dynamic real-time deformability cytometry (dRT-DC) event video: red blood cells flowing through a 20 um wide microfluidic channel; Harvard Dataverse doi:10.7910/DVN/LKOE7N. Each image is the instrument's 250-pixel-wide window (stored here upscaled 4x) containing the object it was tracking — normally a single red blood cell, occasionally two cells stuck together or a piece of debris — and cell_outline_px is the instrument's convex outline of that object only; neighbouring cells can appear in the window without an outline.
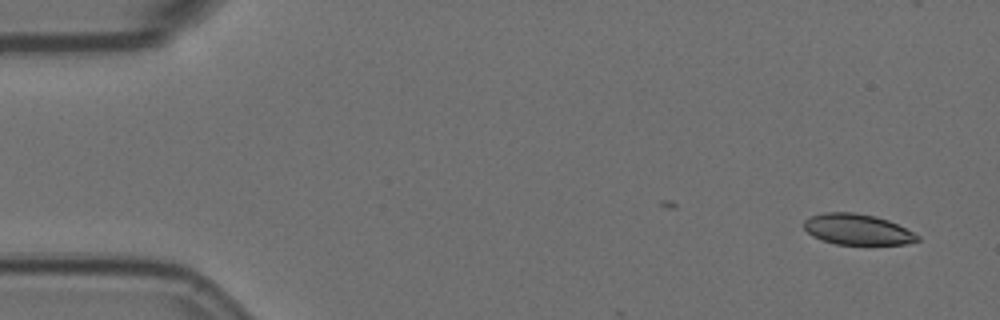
{"species": "Egyptian fruit bat (a non-hibernating species)", "species_latin": "Rousettus aegyptiacus", "temperature_condition": "room temperature", "stored_images_in_passage": 6, "camera_frame_rate_fps": 3000, "um_per_image_px": 0.085, "animal": {"sex": "female"}, "frame": {"image": 1, "passage_image": 1, "time_ms": 0.0, "image_size_px": [1000, 320], "cell_outline_px": [[920, 240], [904, 244], [836, 244], [812, 236], [804, 228], [804, 220], [808, 216], [824, 212], [852, 212], [876, 216], [888, 220], [920, 236]], "centroid_in_image_um": [72.84, 19.49], "position_along_channel_um": 12.2, "area_um2": 20.23}}
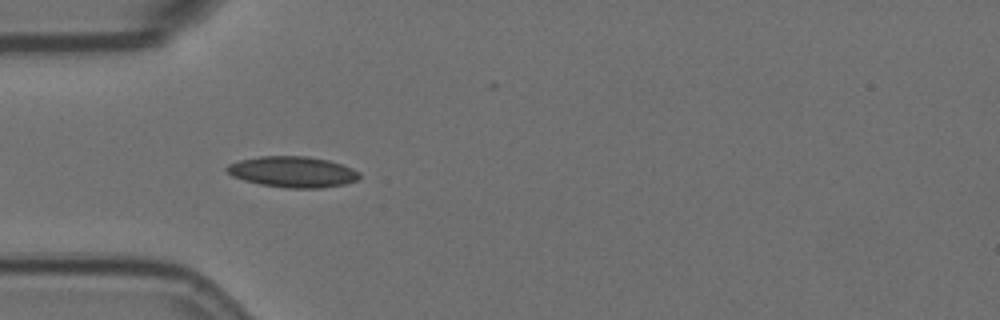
{"frame": {"image": 2, "passage_image": 5, "time_ms": 1.333, "image_size_px": [1000, 320], "cell_outline_px": [[360, 176], [356, 180], [344, 184], [320, 188], [284, 188], [260, 184], [244, 180], [232, 176], [224, 168], [228, 164], [240, 160], [260, 156], [308, 156], [328, 160], [352, 168], [360, 172]], "centroid_in_image_um": [24.86, 14.61], "position_along_channel_um": 60.1, "area_um2": 23.87}}
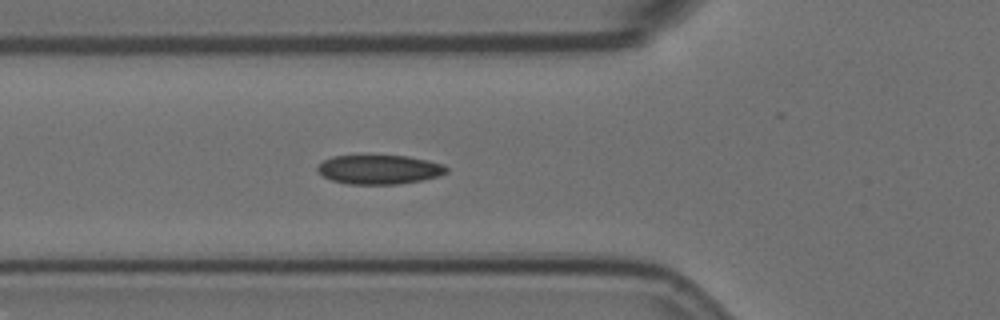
{"frame": {"image": 3, "passage_image": 6, "time_ms": 1.667, "image_size_px": [1000, 320], "cell_outline_px": [[448, 172], [440, 176], [420, 180], [396, 184], [348, 184], [332, 180], [324, 176], [316, 168], [324, 160], [332, 156], [408, 156], [428, 160], [444, 164], [448, 168]], "centroid_in_image_um": [32.28, 14.41], "position_along_channel_um": 93.5, "area_um2": 21.79}}